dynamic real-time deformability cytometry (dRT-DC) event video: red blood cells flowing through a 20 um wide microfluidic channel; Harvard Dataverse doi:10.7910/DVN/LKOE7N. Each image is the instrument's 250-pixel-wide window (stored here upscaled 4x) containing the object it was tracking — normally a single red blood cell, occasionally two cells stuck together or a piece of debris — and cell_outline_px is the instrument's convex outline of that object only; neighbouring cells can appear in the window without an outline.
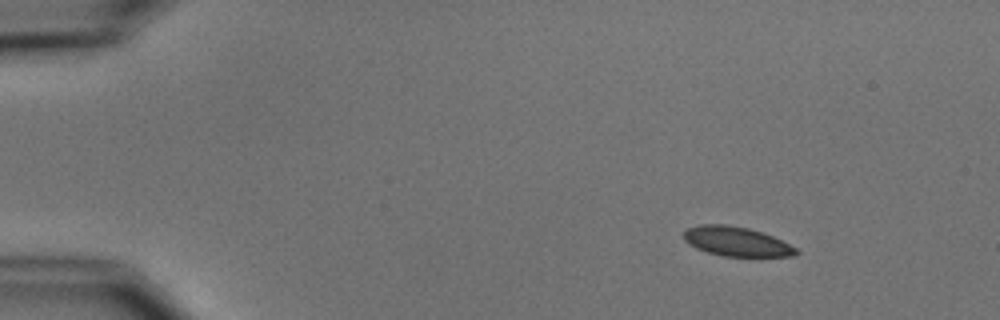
{"species": "common noctule bat (a hibernating species)", "species_latin": "Nyctalus noctula", "temperature_condition": "cold", "stored_images_in_passage": 4, "camera_frame_rate_fps": 3000, "um_per_image_px": 0.085, "animal": {"sex": "male", "body_mass_g": 15.6}, "frame": {"image": 1, "passage_image": 1, "time_ms": 0.0, "image_size_px": [1000, 320], "cell_outline_px": [[800, 252], [796, 256], [720, 256], [696, 248], [688, 244], [684, 240], [684, 232], [688, 228], [700, 224], [724, 224], [748, 228], [764, 232], [796, 248]], "centroid_in_image_um": [62.59, 20.52], "position_along_channel_um": 22.4, "area_um2": 19.25}}
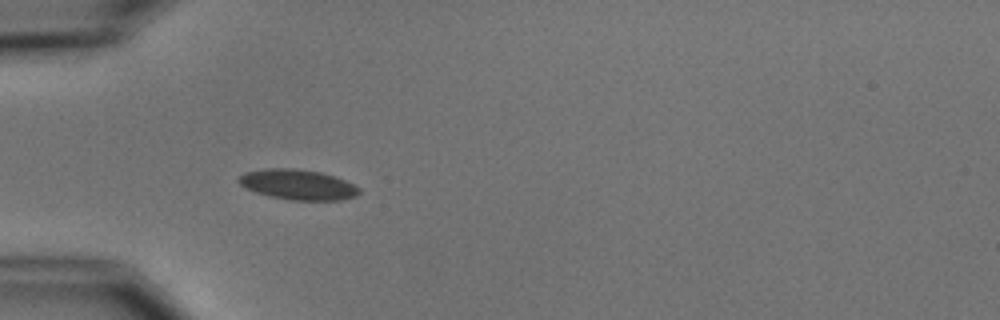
{"frame": {"image": 2, "passage_image": 3, "time_ms": 3.333, "image_size_px": [1000, 320], "cell_outline_px": [[360, 192], [356, 196], [340, 200], [292, 200], [268, 196], [244, 188], [236, 180], [244, 172], [264, 168], [292, 168], [320, 172], [344, 180], [360, 188]], "centroid_in_image_um": [25.27, 15.69], "position_along_channel_um": 59.7, "area_um2": 21.21}}